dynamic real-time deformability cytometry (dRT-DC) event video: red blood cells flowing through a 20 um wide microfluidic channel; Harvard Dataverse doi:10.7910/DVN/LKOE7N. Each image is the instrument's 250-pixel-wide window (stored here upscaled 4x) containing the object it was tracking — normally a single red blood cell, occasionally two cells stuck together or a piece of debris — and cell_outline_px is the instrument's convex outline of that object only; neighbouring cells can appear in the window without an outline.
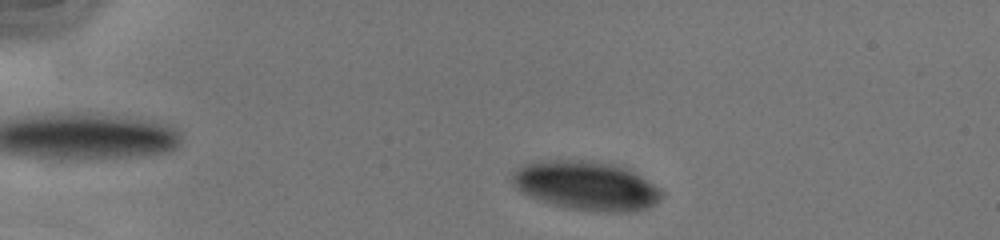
{"species": "human", "species_latin": "Homo sapiens", "temperature_condition": "cold", "stored_images_in_passage": 45, "camera_frame_rate_fps": 3000, "um_per_image_px": 0.085, "donor": {"sex": "male"}, "frame": {"image": 1, "passage_image": 6, "time_ms": 1.667, "image_size_px": [1000, 240], "cell_outline_px": [[648, 196], [644, 200], [628, 204], [596, 200], [572, 196], [528, 184], [524, 180], [524, 176], [528, 172], [544, 168], [584, 168], [608, 172], [624, 176], [640, 184], [648, 192]], "centroid_in_image_um": [50.0, 15.68], "position_along_channel_um": 35.0, "area_um2": 21.27}}
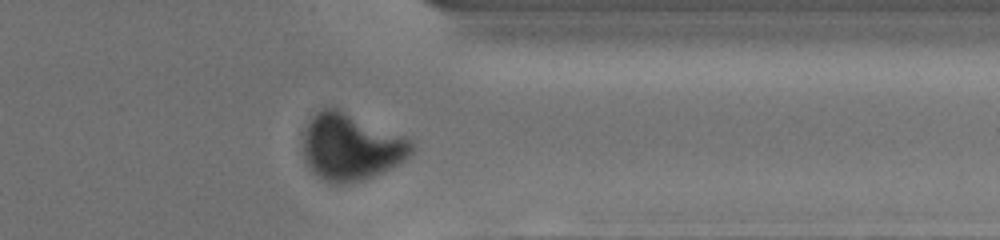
{"frame": {"image": 2, "passage_image": 36, "time_ms": 11.667, "image_size_px": [1000, 240], "cell_outline_px": [[400, 152], [396, 156], [388, 160], [352, 172], [328, 172], [316, 160], [312, 152], [312, 132], [316, 120], [320, 116], [332, 116], [400, 144]], "centroid_in_image_um": [29.65, 12.42], "position_along_channel_um": 381.8, "area_um2": 24.51}}
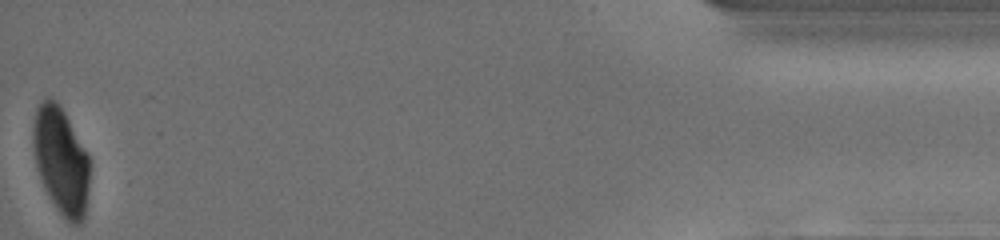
{"frame": {"image": 3, "passage_image": 45, "time_ms": 14.667, "image_size_px": [1000, 240], "cell_outline_px": [[88, 168], [84, 196], [80, 212], [76, 216], [72, 216], [60, 204], [52, 192], [44, 172], [40, 160], [36, 140], [36, 136], [40, 108], [48, 104], [52, 104], [60, 112], [88, 160]], "centroid_in_image_um": [5.25, 13.55], "position_along_channel_um": 430.0, "area_um2": 26.47}}